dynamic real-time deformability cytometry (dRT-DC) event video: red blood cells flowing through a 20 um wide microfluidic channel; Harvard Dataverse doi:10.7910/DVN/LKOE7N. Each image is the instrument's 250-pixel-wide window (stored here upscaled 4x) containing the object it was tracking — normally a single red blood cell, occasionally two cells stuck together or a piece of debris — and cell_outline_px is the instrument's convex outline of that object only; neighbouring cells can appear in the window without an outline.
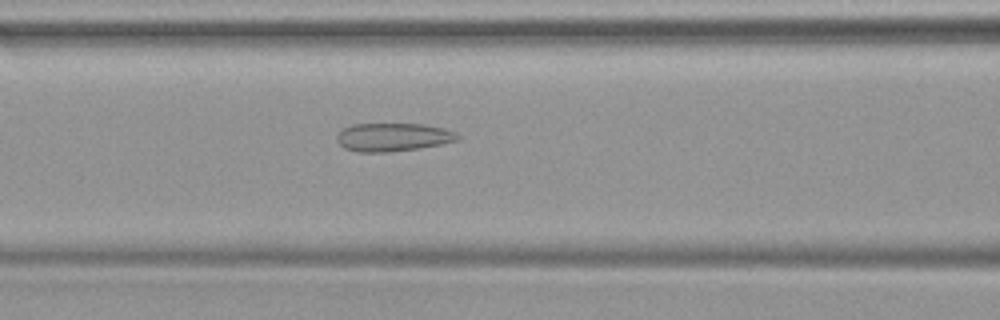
{"species": "common noctule bat (a hibernating species)", "species_latin": "Nyctalus noctula", "temperature_condition": "warm", "stored_images_in_passage": 34, "camera_frame_rate_fps": 3000, "um_per_image_px": 0.085, "animal": {"sex": "female", "body_mass_g": 19.9}, "frame": {"image": 1, "passage_image": 6, "time_ms": 1.667, "image_size_px": [1000, 320], "cell_outline_px": [[460, 140], [420, 148], [388, 152], [360, 152], [344, 148], [336, 140], [336, 136], [344, 128], [352, 124], [424, 124], [444, 128], [456, 132], [460, 136]], "centroid_in_image_um": [33.43, 11.65], "position_along_channel_um": 133.2, "area_um2": 19.94}}
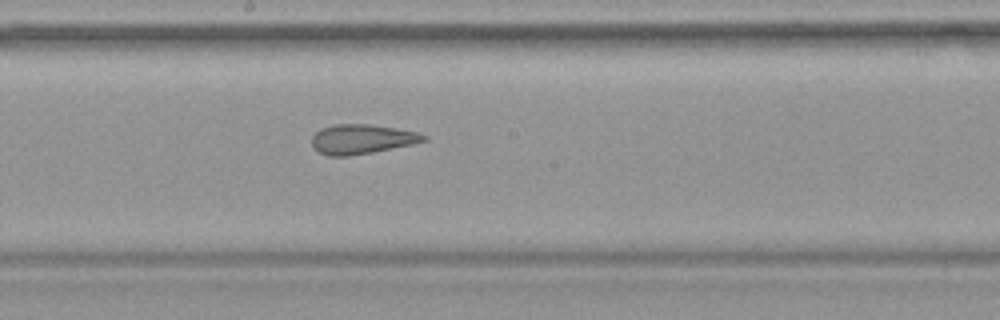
{"frame": {"image": 2, "passage_image": 12, "time_ms": 3.667, "image_size_px": [1000, 320], "cell_outline_px": [[428, 140], [412, 144], [372, 152], [348, 156], [328, 156], [320, 152], [312, 144], [312, 136], [320, 128], [332, 124], [368, 124], [396, 128], [416, 132], [428, 136]], "centroid_in_image_um": [30.75, 11.82], "position_along_channel_um": 217.5, "area_um2": 19.19}}
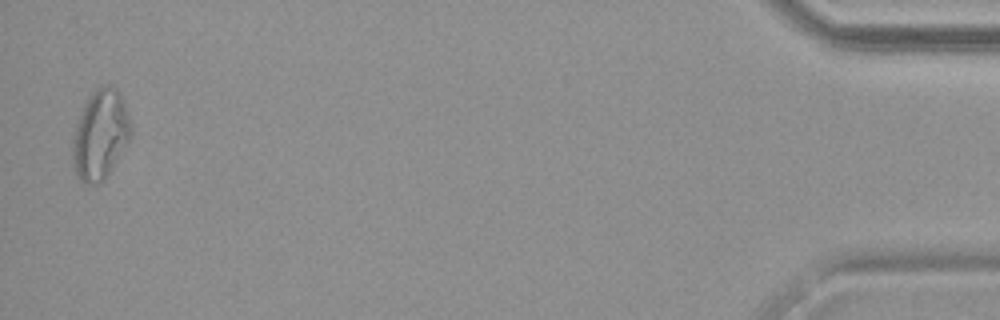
{"frame": {"image": 3, "passage_image": 33, "time_ms": 10.667, "image_size_px": [1000, 320], "cell_outline_px": [[132, 132], [128, 140], [104, 180], [96, 184], [84, 184], [80, 180], [72, 164], [72, 140], [76, 124], [80, 112], [88, 96], [100, 84], [112, 84], [116, 88], [120, 96], [128, 116], [132, 128]], "centroid_in_image_um": [8.48, 11.43], "position_along_channel_um": 426.7, "area_um2": 30.23}}